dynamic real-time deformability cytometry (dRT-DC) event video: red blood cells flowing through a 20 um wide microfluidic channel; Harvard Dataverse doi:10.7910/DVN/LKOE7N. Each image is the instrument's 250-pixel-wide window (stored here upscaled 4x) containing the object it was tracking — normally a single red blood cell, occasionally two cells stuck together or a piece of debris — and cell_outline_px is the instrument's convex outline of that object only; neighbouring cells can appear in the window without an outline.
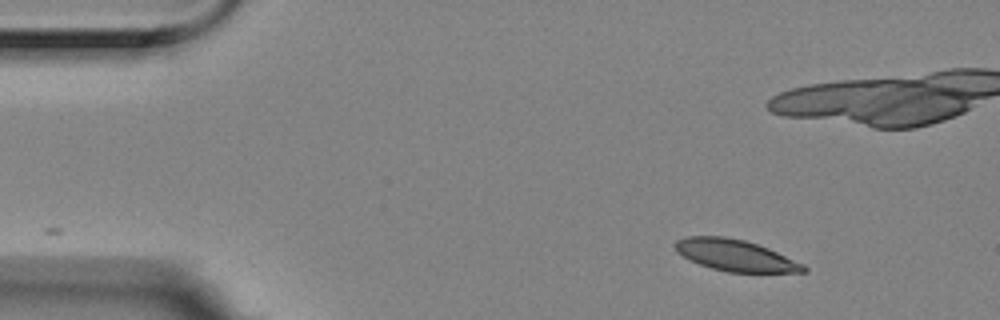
{"species": "Egyptian fruit bat (a non-hibernating species)", "species_latin": "Rousettus aegyptiacus", "temperature_condition": "room temperature", "stored_images_in_passage": 5, "camera_frame_rate_fps": 3000, "um_per_image_px": 0.085, "animal": {"sex": "female"}, "frame": {"image": 1, "passage_image": 5, "time_ms": 1.333, "image_size_px": [1000, 320], "cell_outline_px": [[808, 272], [728, 272], [712, 268], [700, 264], [676, 252], [672, 244], [676, 240], [688, 236], [724, 236], [744, 240], [768, 248], [804, 264], [808, 268]], "centroid_in_image_um": [62.49, 21.7], "position_along_channel_um": 22.5, "area_um2": 23.41}}